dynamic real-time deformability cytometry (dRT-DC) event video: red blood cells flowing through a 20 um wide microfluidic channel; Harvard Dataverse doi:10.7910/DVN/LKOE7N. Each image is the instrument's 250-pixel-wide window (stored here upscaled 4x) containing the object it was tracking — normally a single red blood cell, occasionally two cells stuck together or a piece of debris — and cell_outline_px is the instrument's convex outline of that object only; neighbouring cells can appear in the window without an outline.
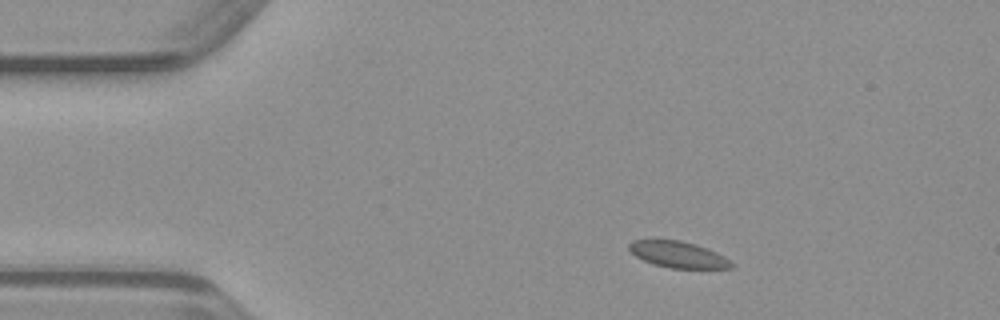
{"species": "common noctule bat (a hibernating species)", "species_latin": "Nyctalus noctula", "temperature_condition": "warm", "stored_images_in_passage": 42, "camera_frame_rate_fps": 3000, "um_per_image_px": 0.085, "animal": {"sex": "male", "body_mass_g": 23.1, "forearm_length_mm": 52.7}, "frame": {"image": 1, "passage_image": 1, "time_ms": 0.0, "image_size_px": [1000, 320], "cell_outline_px": [[732, 268], [672, 268], [652, 264], [636, 256], [628, 248], [628, 244], [632, 240], [680, 240], [696, 244], [716, 252], [724, 256], [732, 264]], "centroid_in_image_um": [57.61, 21.63], "position_along_channel_um": 27.4, "area_um2": 15.49}}
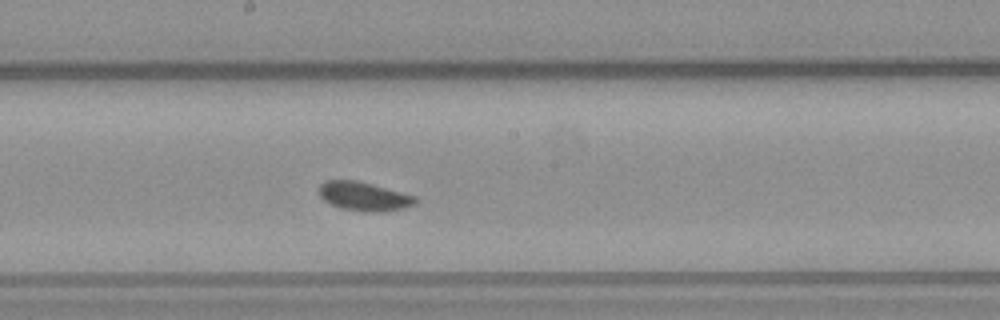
{"frame": {"image": 2, "passage_image": 19, "time_ms": 6.0, "image_size_px": [1000, 320], "cell_outline_px": [[420, 200], [416, 204], [404, 208], [384, 212], [364, 212], [340, 208], [324, 200], [320, 196], [320, 184], [324, 180], [356, 180], [372, 184], [416, 196]], "centroid_in_image_um": [30.98, 16.7], "position_along_channel_um": 217.2, "area_um2": 16.36}}
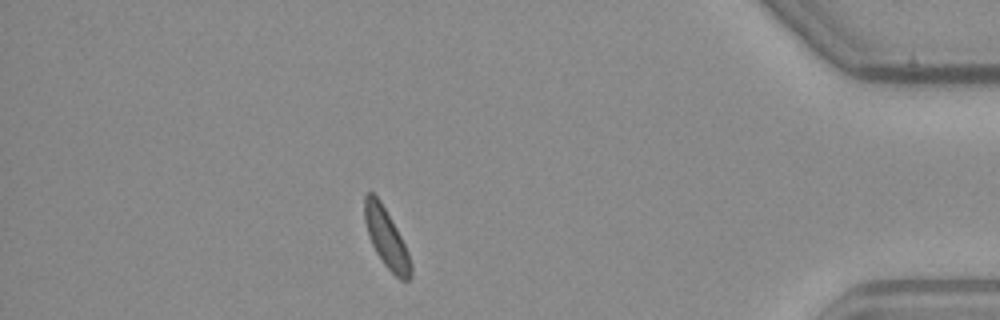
{"frame": {"image": 3, "passage_image": 36, "time_ms": 11.667, "image_size_px": [1000, 320], "cell_outline_px": [[412, 276], [408, 280], [400, 280], [384, 264], [376, 252], [368, 236], [364, 220], [364, 196], [368, 192], [372, 192], [380, 200], [396, 228], [408, 252], [412, 264]], "centroid_in_image_um": [32.83, 20.24], "position_along_channel_um": 402.4, "area_um2": 15.78}}